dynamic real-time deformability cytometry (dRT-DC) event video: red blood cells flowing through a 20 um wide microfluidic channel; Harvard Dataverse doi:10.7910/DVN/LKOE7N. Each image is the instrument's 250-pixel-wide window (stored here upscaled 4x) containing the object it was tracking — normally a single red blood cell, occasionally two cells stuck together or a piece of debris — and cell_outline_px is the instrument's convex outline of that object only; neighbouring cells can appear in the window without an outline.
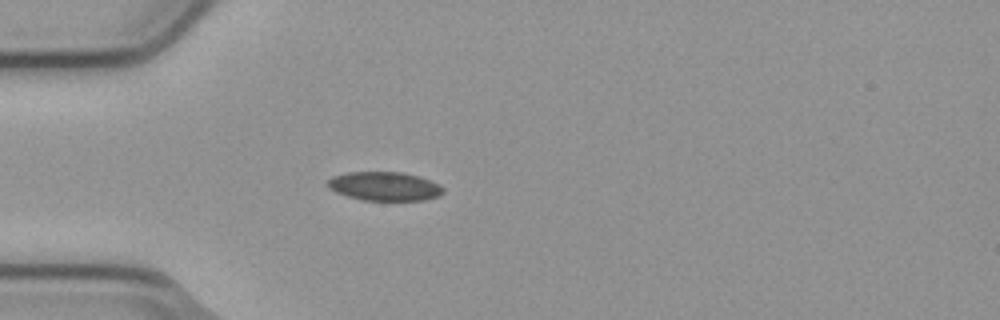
{"species": "common noctule bat (a hibernating species)", "species_latin": "Nyctalus noctula", "temperature_condition": "cold", "stored_images_in_passage": 4, "camera_frame_rate_fps": 3000, "um_per_image_px": 0.085, "animal": {"sex": "male", "body_mass_g": 23.1, "forearm_length_mm": 52.7}, "frame": {"image": 1, "passage_image": 4, "time_ms": 1.0, "image_size_px": [1000, 320], "cell_outline_px": [[444, 192], [440, 196], [424, 200], [360, 200], [336, 192], [328, 188], [324, 184], [332, 176], [348, 172], [400, 172], [420, 176], [440, 184], [444, 188]], "centroid_in_image_um": [32.68, 15.83], "position_along_channel_um": 52.3, "area_um2": 19.65}}